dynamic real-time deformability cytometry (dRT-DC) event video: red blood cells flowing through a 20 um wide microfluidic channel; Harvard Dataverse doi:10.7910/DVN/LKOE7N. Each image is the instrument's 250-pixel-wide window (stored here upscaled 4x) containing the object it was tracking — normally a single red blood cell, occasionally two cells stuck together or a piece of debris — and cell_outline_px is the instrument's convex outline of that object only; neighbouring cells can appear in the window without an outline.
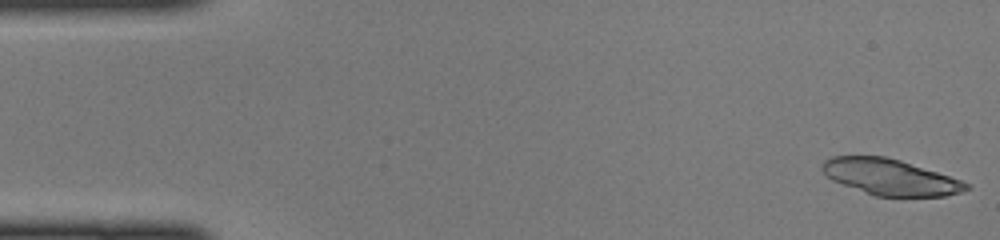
{"species": "common noctule bat (a hibernating species)", "species_latin": "Nyctalus noctula", "temperature_condition": "cold", "stored_images_in_passage": 46, "camera_frame_rate_fps": 3000, "um_per_image_px": 0.085, "animal": {"sex": "female", "body_mass_g": 22.0, "forearm_length_mm": 56.7}, "frame": {"image": 1, "passage_image": 1, "time_ms": 0.0, "image_size_px": [1000, 240], "cell_outline_px": [[972, 188], [960, 192], [944, 196], [876, 196], [832, 180], [820, 168], [824, 160], [832, 156], [884, 156], [900, 160], [972, 184]], "centroid_in_image_um": [75.67, 15.05], "position_along_channel_um": 9.3, "area_um2": 29.82}}
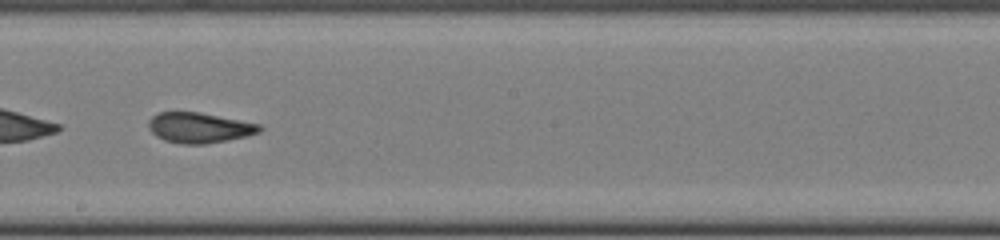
{"frame": {"image": 2, "passage_image": 26, "time_ms": 8.333, "image_size_px": [1000, 240], "cell_outline_px": [[264, 128], [260, 132], [244, 136], [204, 144], [180, 144], [164, 140], [156, 136], [148, 128], [148, 120], [152, 116], [160, 112], [200, 112], [260, 124]], "centroid_in_image_um": [16.91, 10.85], "position_along_channel_um": 231.3, "area_um2": 19.54}}
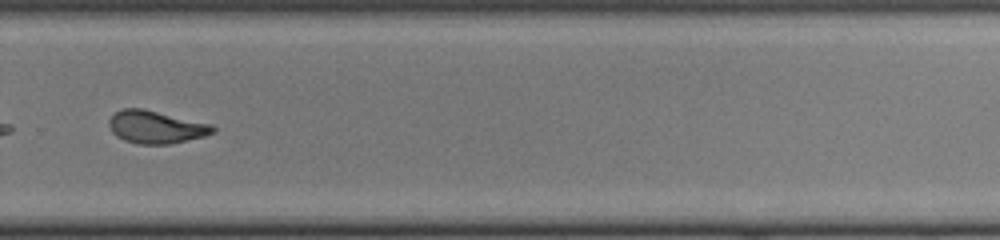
{"frame": {"image": 3, "passage_image": 32, "time_ms": 10.333, "image_size_px": [1000, 240], "cell_outline_px": [[216, 132], [204, 136], [168, 144], [136, 144], [124, 140], [116, 136], [112, 132], [108, 124], [108, 120], [116, 112], [124, 108], [144, 108], [212, 124], [216, 128]], "centroid_in_image_um": [13.25, 10.79], "position_along_channel_um": 316.5, "area_um2": 19.88}}